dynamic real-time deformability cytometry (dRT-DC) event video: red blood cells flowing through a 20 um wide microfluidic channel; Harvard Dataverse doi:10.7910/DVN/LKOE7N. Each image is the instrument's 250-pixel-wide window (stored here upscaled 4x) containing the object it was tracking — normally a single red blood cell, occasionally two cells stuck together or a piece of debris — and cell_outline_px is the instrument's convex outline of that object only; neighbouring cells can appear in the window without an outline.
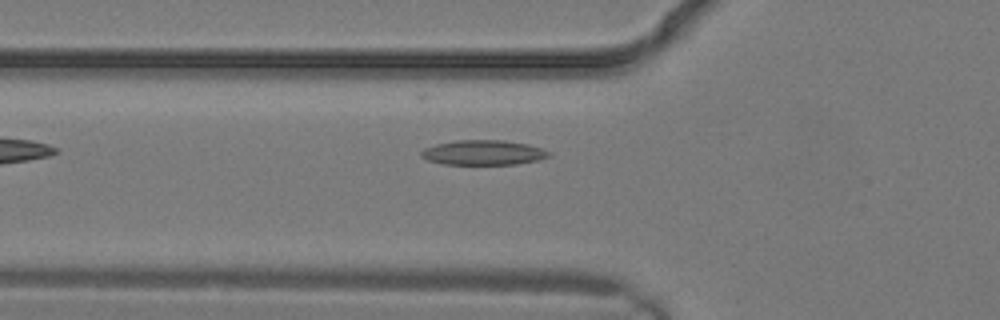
{"species": "common noctule bat (a hibernating species)", "species_latin": "Nyctalus noctula", "temperature_condition": "warm", "stored_images_in_passage": 3, "camera_frame_rate_fps": 3000, "um_per_image_px": 0.085, "animal": {"sex": "male", "body_mass_g": 19.2, "forearm_length_mm": 51.8}, "frame": {"image": 1, "passage_image": 3, "time_ms": 0.667, "image_size_px": [1000, 320], "cell_outline_px": [[552, 156], [540, 160], [516, 164], [444, 164], [428, 160], [420, 156], [420, 152], [424, 148], [436, 144], [456, 140], [504, 140], [528, 144], [552, 152]], "centroid_in_image_um": [41.12, 12.97], "position_along_channel_um": 84.7, "area_um2": 18.61}}